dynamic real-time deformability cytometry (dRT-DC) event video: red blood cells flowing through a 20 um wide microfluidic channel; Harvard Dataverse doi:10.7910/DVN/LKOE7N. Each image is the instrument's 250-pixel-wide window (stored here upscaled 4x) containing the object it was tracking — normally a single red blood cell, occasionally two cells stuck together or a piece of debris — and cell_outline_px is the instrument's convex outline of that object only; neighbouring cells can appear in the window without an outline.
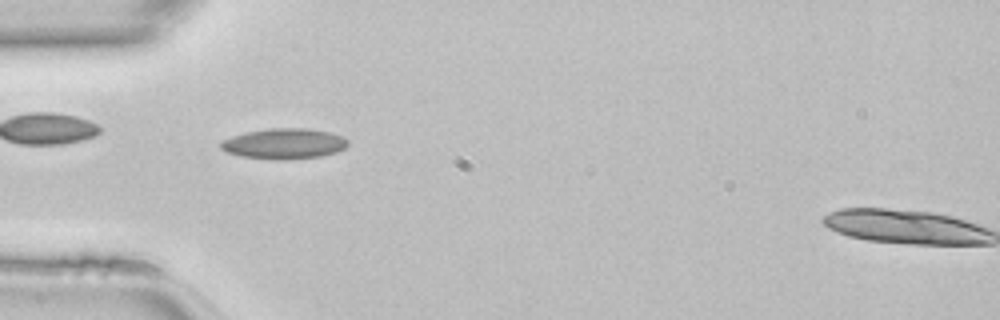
{"species": "common noctule bat (a hibernating species)", "species_latin": "Nyctalus noctula", "temperature_condition": "room temperature", "stored_images_in_passage": 49, "camera_frame_rate_fps": 3000, "um_per_image_px": 0.085, "animal": {"sex": "female", "body_mass_g": 22.7, "forearm_length_mm": 54.2}, "frame": {"image": 1, "passage_image": 15, "time_ms": 4.667, "image_size_px": [1000, 320], "cell_outline_px": [[348, 144], [344, 148], [336, 152], [320, 156], [284, 160], [276, 160], [240, 156], [228, 152], [220, 148], [220, 144], [224, 140], [232, 136], [248, 132], [268, 128], [308, 128], [332, 132], [344, 136], [348, 140]], "centroid_in_image_um": [24.19, 12.21], "position_along_channel_um": 60.8, "area_um2": 22.66}}
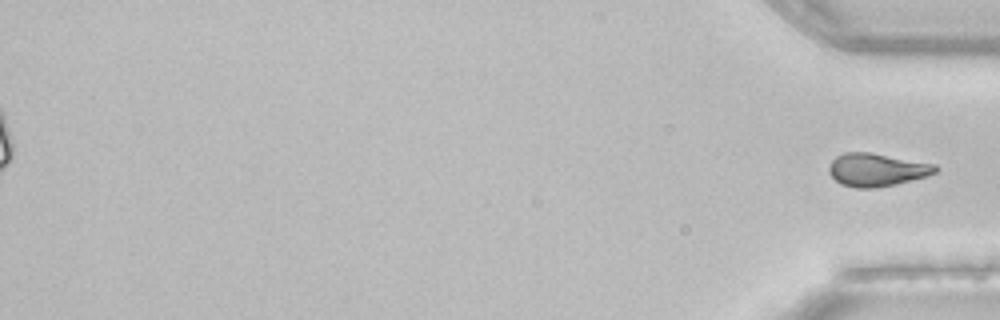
{"frame": {"image": 2, "passage_image": 49, "time_ms": 16.0, "image_size_px": [1000, 320], "cell_outline_px": [[936, 172], [928, 176], [896, 184], [872, 188], [856, 188], [840, 184], [828, 172], [828, 164], [836, 156], [844, 152], [868, 152], [936, 164]], "centroid_in_image_um": [74.49, 14.43], "position_along_channel_um": 360.7, "area_um2": 20.46}}